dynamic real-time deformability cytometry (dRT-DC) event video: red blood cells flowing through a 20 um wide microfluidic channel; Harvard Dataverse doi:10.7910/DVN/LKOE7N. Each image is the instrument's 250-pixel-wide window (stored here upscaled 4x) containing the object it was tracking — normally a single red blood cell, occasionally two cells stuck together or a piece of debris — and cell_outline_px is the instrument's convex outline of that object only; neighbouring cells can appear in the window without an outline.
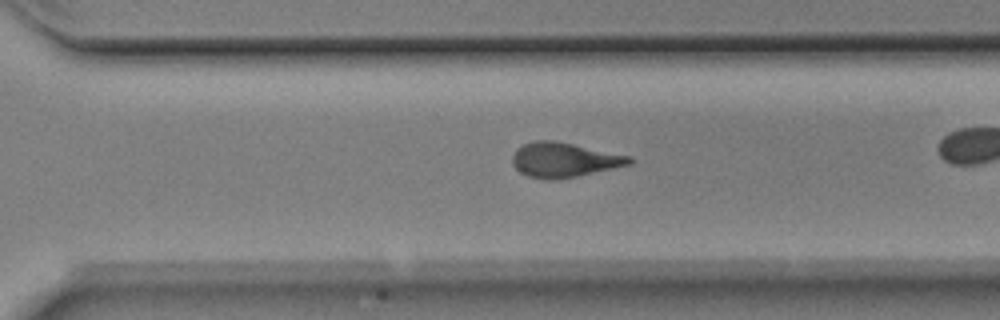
{"species": "Egyptian fruit bat (a non-hibernating species)", "species_latin": "Rousettus aegyptiacus", "temperature_condition": "room temperature", "stored_images_in_passage": 35, "camera_frame_rate_fps": 3000, "um_per_image_px": 0.085, "animal": {"sex": "male"}, "frame": {"image": 1, "passage_image": 30, "time_ms": 9.667, "image_size_px": [1000, 320], "cell_outline_px": [[632, 164], [576, 176], [556, 180], [548, 180], [528, 176], [520, 172], [512, 164], [512, 156], [516, 148], [532, 140], [556, 140], [632, 156]], "centroid_in_image_um": [47.93, 13.57], "position_along_channel_um": 322.7, "area_um2": 23.81}}